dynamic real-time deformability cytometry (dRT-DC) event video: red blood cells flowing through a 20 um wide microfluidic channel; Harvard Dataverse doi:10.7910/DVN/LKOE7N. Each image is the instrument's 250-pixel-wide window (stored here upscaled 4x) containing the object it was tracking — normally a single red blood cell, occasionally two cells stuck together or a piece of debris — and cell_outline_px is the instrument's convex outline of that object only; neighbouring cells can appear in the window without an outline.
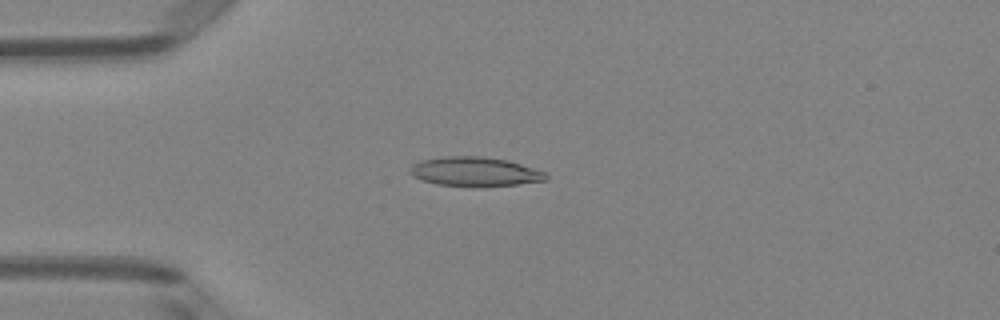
{"species": "Egyptian fruit bat (a non-hibernating species)", "species_latin": "Rousettus aegyptiacus", "temperature_condition": "room temperature", "stored_images_in_passage": 3, "camera_frame_rate_fps": 3000, "um_per_image_px": 0.085, "animal": {"sex": "female"}, "frame": {"image": 1, "passage_image": 2, "time_ms": 0.333, "image_size_px": [1000, 320], "cell_outline_px": [[548, 180], [516, 184], [476, 188], [472, 188], [436, 184], [420, 180], [412, 176], [408, 172], [408, 168], [412, 164], [420, 160], [444, 156], [480, 156], [508, 160], [544, 172], [548, 176]], "centroid_in_image_um": [40.28, 14.61], "position_along_channel_um": 44.7, "area_um2": 23.7}}